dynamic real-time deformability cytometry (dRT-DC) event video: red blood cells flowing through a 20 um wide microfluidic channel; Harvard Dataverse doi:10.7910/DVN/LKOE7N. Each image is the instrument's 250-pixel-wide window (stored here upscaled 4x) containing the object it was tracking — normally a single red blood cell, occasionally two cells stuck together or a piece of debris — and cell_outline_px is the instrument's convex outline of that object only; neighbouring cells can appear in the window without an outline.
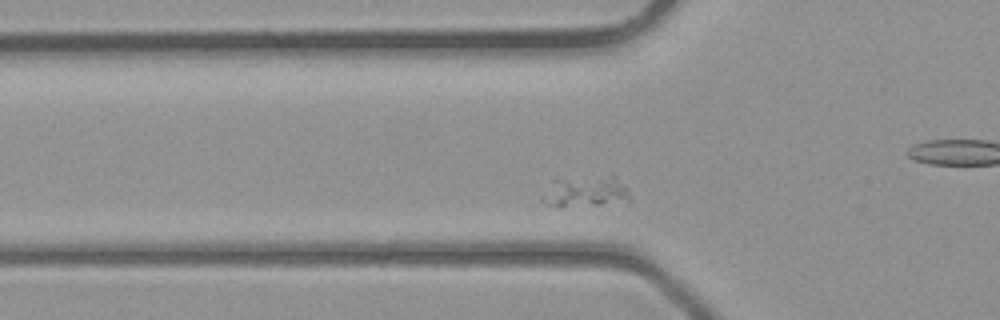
{"species": "common noctule bat (a hibernating species)", "species_latin": "Nyctalus noctula", "temperature_condition": "room temperature", "stored_images_in_passage": 41, "camera_frame_rate_fps": 3000, "um_per_image_px": 0.085, "animal": {"sex": "male", "body_mass_g": 23.1, "forearm_length_mm": 52.7}, "frame": {"image": 1, "passage_image": 11, "time_ms": 3.333, "image_size_px": [1000, 320], "cell_outline_px": [[632, 196], [628, 204], [560, 208], [548, 204], [540, 200], [540, 196], [552, 180], [612, 172], [624, 184]], "centroid_in_image_um": [49.86, 16.29], "position_along_channel_um": 75.9, "area_um2": 17.51}}
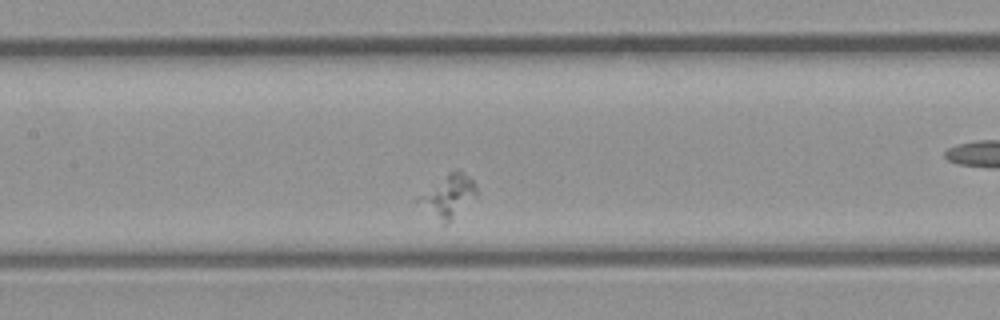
{"frame": {"image": 2, "passage_image": 17, "time_ms": 5.333, "image_size_px": [1000, 320], "cell_outline_px": [[476, 196], [444, 224], [440, 224], [412, 200], [448, 172], [456, 168], [460, 168], [472, 180], [476, 188]], "centroid_in_image_um": [38.01, 16.64], "position_along_channel_um": 169.4, "area_um2": 14.45}}
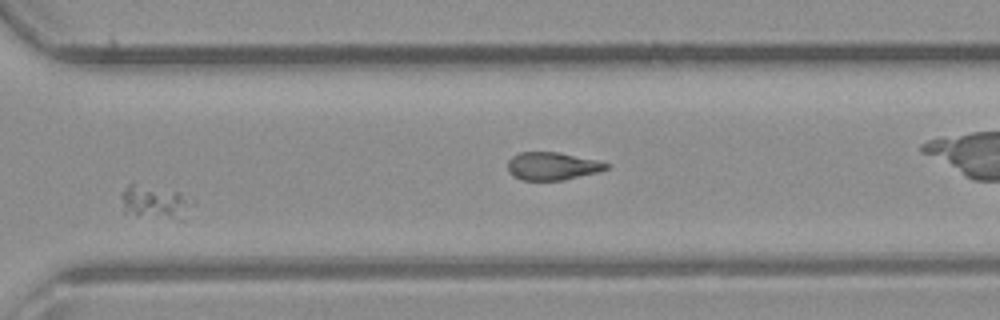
{"frame": {"image": 3, "passage_image": 29, "time_ms": 9.333, "image_size_px": [1000, 320], "cell_outline_px": [[184, 220], [180, 220], [124, 212], [120, 196], [124, 188], [132, 180], [180, 192]], "centroid_in_image_um": [12.9, 17.09], "position_along_channel_um": 357.7, "area_um2": 13.01}}